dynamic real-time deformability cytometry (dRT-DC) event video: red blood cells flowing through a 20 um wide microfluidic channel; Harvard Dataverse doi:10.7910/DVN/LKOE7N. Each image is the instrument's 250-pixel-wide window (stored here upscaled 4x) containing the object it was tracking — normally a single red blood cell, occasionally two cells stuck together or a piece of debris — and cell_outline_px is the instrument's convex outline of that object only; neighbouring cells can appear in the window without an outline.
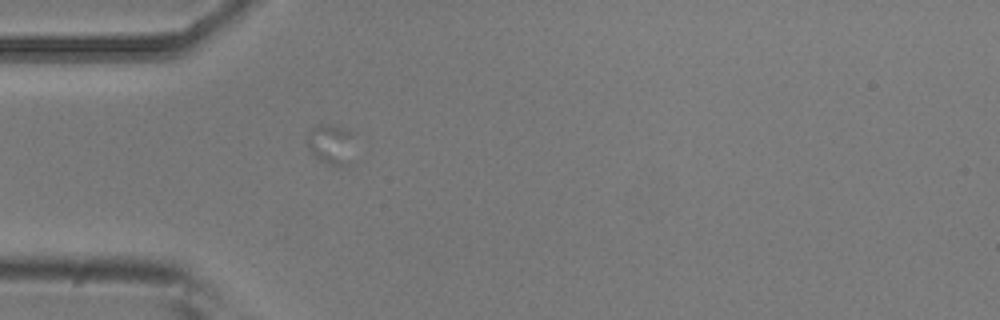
{"species": "common noctule bat (a hibernating species)", "species_latin": "Nyctalus noctula", "temperature_condition": "room temperature", "stored_images_in_passage": 1, "camera_frame_rate_fps": 3000, "um_per_image_px": 0.085, "animal": {"sex": "male", "body_mass_g": 20.5, "forearm_length_mm": 52.5}, "frame": {"image": 1, "passage_image": 1, "time_ms": 0.0, "image_size_px": [1000, 320], "cell_outline_px": [[356, 132], [352, 164], [348, 168], [332, 168], [320, 160], [308, 148], [304, 140], [308, 128], [316, 124], [332, 124]], "centroid_in_image_um": [28.19, 12.29], "position_along_channel_um": 56.8, "area_um2": 12.54}}